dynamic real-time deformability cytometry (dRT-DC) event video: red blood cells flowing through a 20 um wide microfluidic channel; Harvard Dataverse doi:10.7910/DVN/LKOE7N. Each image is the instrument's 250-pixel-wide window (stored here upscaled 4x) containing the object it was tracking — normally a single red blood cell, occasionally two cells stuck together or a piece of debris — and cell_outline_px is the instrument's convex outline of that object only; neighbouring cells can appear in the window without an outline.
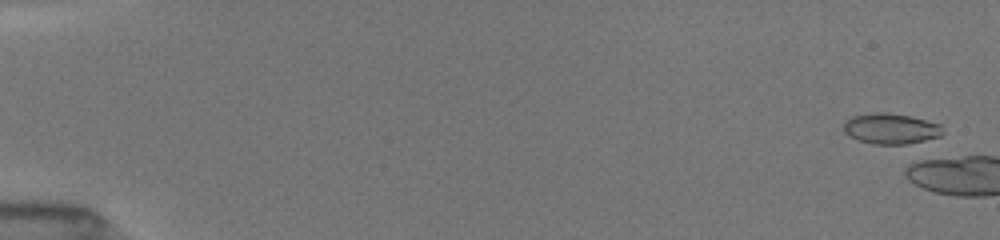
{"species": "common noctule bat (a hibernating species)", "species_latin": "Nyctalus noctula", "temperature_condition": "room temperature", "stored_images_in_passage": 5, "camera_frame_rate_fps": 3000, "um_per_image_px": 0.085, "animal": {"sex": "female", "body_mass_g": 19.5, "forearm_length_mm": 54.1}, "frame": {"image": 1, "passage_image": 2, "time_ms": 0.333, "image_size_px": [1000, 240], "cell_outline_px": [[944, 132], [940, 136], [908, 144], [872, 144], [856, 140], [848, 136], [844, 132], [844, 120], [852, 116], [872, 112], [888, 112], [908, 116], [940, 124]], "centroid_in_image_um": [75.66, 10.94], "position_along_channel_um": 9.3, "area_um2": 17.8}}